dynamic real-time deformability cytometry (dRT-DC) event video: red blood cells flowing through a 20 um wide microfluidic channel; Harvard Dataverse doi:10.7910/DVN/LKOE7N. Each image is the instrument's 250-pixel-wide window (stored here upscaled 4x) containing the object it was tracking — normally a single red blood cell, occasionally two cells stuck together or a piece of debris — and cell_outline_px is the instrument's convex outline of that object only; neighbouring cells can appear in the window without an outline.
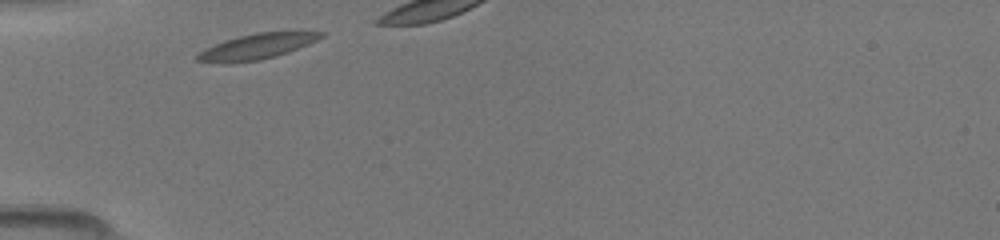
{"species": "common noctule bat (a hibernating species)", "species_latin": "Nyctalus noctula", "temperature_condition": "room temperature", "stored_images_in_passage": 6, "camera_frame_rate_fps": 3000, "um_per_image_px": 0.085, "animal": {"sex": "female", "body_mass_g": 19.5, "forearm_length_mm": 54.1}, "frame": {"image": 1, "passage_image": 1, "time_ms": 0.0, "image_size_px": [1000, 240], "cell_outline_px": [[324, 36], [308, 44], [288, 52], [276, 56], [260, 60], [232, 64], [224, 64], [196, 60], [196, 56], [204, 48], [240, 36], [256, 32], [324, 32]], "centroid_in_image_um": [21.8, 3.98], "position_along_channel_um": 63.2, "area_um2": 18.15}}